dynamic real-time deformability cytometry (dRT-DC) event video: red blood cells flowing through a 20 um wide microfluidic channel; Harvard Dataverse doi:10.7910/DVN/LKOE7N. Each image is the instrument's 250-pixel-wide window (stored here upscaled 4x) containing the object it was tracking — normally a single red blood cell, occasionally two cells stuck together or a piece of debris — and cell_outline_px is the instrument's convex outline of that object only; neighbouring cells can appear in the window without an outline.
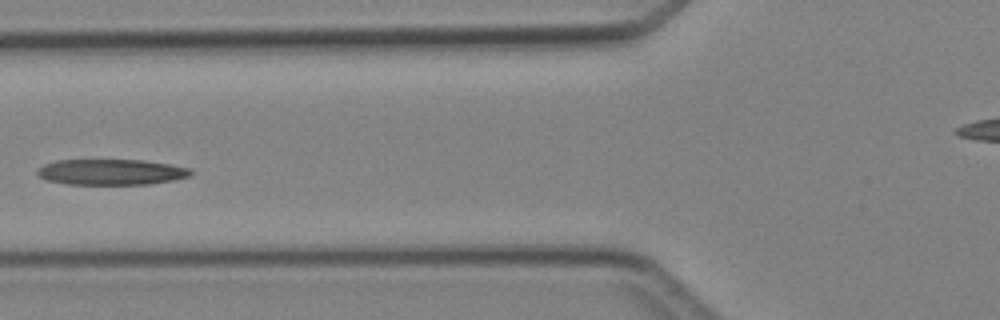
{"species": "Egyptian fruit bat (a non-hibernating species)", "species_latin": "Rousettus aegyptiacus", "temperature_condition": "cold", "stored_images_in_passage": 6, "camera_frame_rate_fps": 3000, "um_per_image_px": 0.085, "animal": {"sex": "female"}, "frame": {"image": 1, "passage_image": 5, "time_ms": 4.667, "image_size_px": [1000, 320], "cell_outline_px": [[192, 176], [172, 180], [148, 184], [68, 184], [44, 180], [36, 172], [36, 168], [44, 164], [56, 160], [144, 160], [168, 164], [188, 168], [192, 172]], "centroid_in_image_um": [9.4, 14.62], "position_along_channel_um": 116.4, "area_um2": 23.0}}
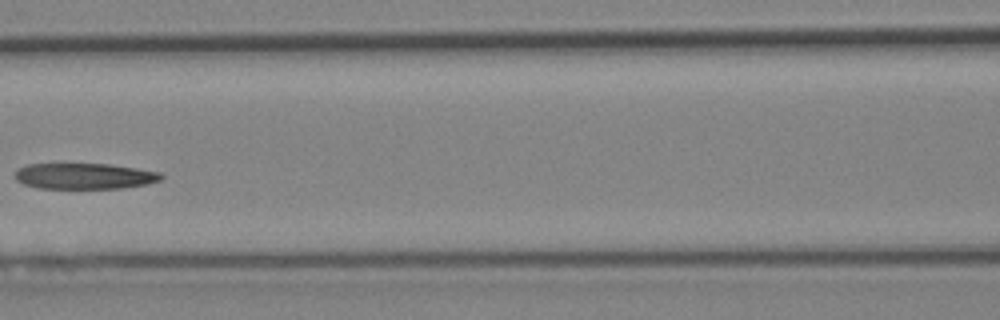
{"frame": {"image": 2, "passage_image": 6, "time_ms": 5.667, "image_size_px": [1000, 320], "cell_outline_px": [[164, 176], [160, 180], [148, 184], [124, 188], [36, 188], [24, 184], [16, 180], [16, 172], [20, 168], [28, 164], [108, 164], [136, 168], [160, 172]], "centroid_in_image_um": [7.21, 14.97], "position_along_channel_um": 159.4, "area_um2": 21.96}}